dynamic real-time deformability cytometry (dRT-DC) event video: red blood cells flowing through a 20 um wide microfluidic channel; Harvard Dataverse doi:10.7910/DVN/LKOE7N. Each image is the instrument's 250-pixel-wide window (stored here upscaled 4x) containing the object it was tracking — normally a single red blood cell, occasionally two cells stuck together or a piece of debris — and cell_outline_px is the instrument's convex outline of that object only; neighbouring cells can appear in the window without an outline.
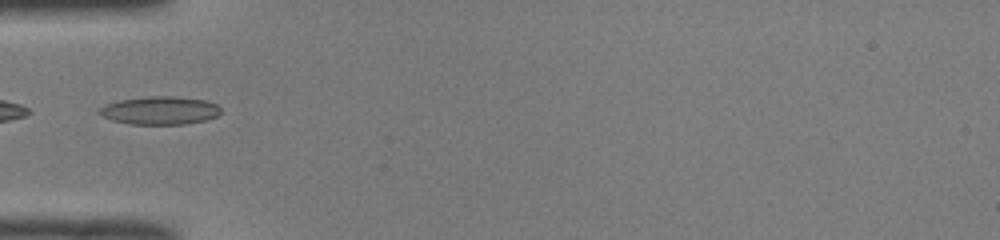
{"species": "common noctule bat (a hibernating species)", "species_latin": "Nyctalus noctula", "temperature_condition": "room temperature", "stored_images_in_passage": 34, "camera_frame_rate_fps": 3000, "um_per_image_px": 0.085, "animal": {"sex": "male", "body_mass_g": 19.0, "forearm_length_mm": 50.8}, "frame": {"image": 1, "passage_image": 1, "time_ms": 0.0, "image_size_px": [1000, 240], "cell_outline_px": [[220, 112], [216, 116], [204, 120], [184, 124], [128, 124], [112, 120], [104, 116], [100, 112], [100, 108], [108, 104], [120, 100], [148, 96], [172, 96], [204, 100], [216, 104], [220, 108]], "centroid_in_image_um": [13.61, 9.39], "position_along_channel_um": 71.4, "area_um2": 19.54}}
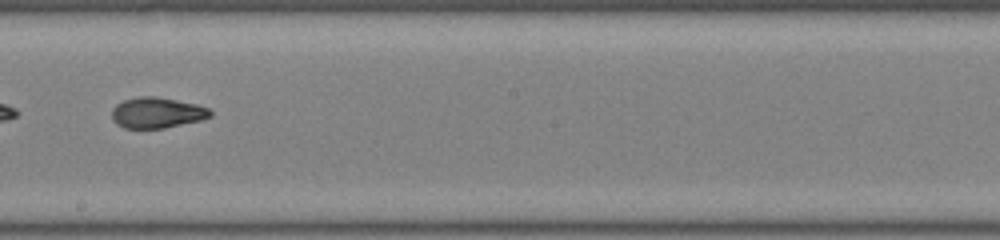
{"frame": {"image": 2, "passage_image": 13, "time_ms": 4.0, "image_size_px": [1000, 240], "cell_outline_px": [[212, 116], [200, 120], [164, 128], [124, 128], [116, 124], [112, 120], [112, 108], [116, 104], [124, 100], [140, 96], [156, 96], [196, 104], [208, 108], [212, 112]], "centroid_in_image_um": [13.31, 9.58], "position_along_channel_um": 234.9, "area_um2": 17.63}}
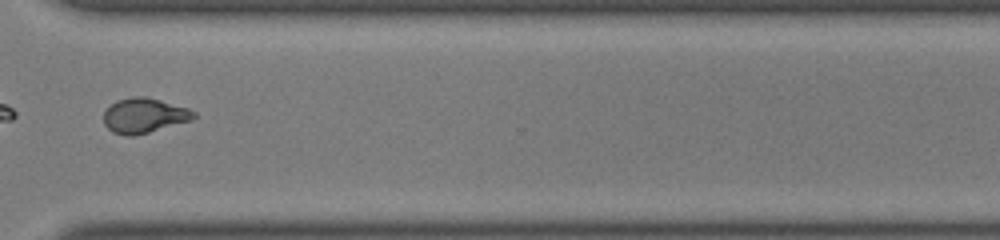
{"frame": {"image": 3, "passage_image": 22, "time_ms": 7.0, "image_size_px": [1000, 240], "cell_outline_px": [[196, 116], [192, 120], [148, 132], [132, 136], [128, 136], [112, 132], [104, 124], [104, 112], [116, 100], [132, 96], [144, 96], [160, 100], [188, 108], [196, 112]], "centroid_in_image_um": [12.25, 9.81], "position_along_channel_um": 358.3, "area_um2": 18.21}, "authors_computed_cell_mechanics": {"area_um2": 17.8602, "velocity_mm_per_s": 4.0924, "shape_relaxation_time_tau1_ms": 5.1955, "shape_relaxation_time_tau2_ms": 1.733, "deformation_change_tau1": 0.211, "deformation_change_tau2": 0.0739}}